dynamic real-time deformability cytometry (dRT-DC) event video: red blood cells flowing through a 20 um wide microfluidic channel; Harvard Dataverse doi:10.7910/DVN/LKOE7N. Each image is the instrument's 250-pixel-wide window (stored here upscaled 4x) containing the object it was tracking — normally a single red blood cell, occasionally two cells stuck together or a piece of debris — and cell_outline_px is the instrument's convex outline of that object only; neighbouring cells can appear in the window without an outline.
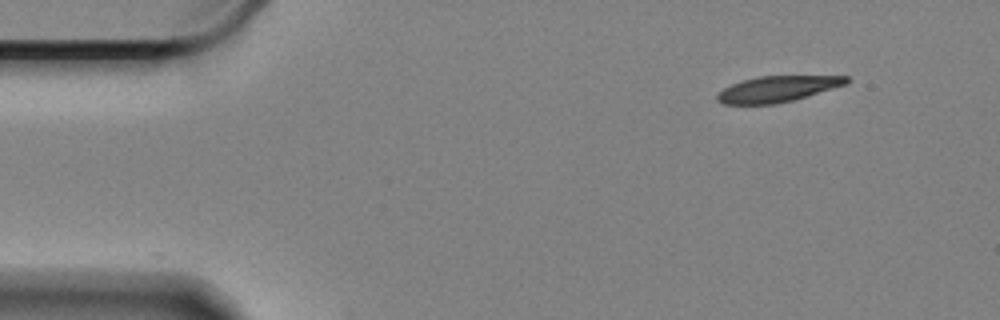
{"species": "Egyptian fruit bat (a non-hibernating species)", "species_latin": "Rousettus aegyptiacus", "temperature_condition": "cold", "stored_images_in_passage": 2, "camera_frame_rate_fps": 3000, "um_per_image_px": 0.085, "animal": {"sex": "female"}, "frame": {"image": 1, "passage_image": 1, "time_ms": 0.0, "image_size_px": [1000, 320], "cell_outline_px": [[848, 80], [844, 84], [792, 100], [772, 104], [724, 104], [716, 100], [716, 96], [724, 88], [740, 80], [756, 76], [848, 76]], "centroid_in_image_um": [65.98, 7.55], "position_along_channel_um": 19.0, "area_um2": 19.07}}